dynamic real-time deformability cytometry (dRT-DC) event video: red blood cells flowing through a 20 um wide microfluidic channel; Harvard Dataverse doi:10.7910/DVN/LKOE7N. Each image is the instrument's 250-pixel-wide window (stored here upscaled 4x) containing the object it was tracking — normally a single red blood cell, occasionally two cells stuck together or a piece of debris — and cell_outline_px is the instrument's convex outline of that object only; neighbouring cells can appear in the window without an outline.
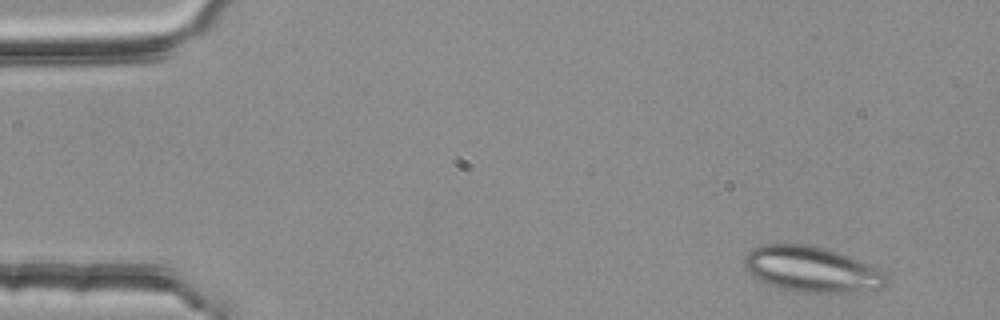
{"species": "common noctule bat (a hibernating species)", "species_latin": "Nyctalus noctula", "temperature_condition": "room temperature", "stored_images_in_passage": 3, "camera_frame_rate_fps": 3000, "um_per_image_px": 0.085, "animal": {"sex": "female", "body_mass_g": 25.1}, "frame": {"image": 1, "passage_image": 1, "time_ms": 0.0, "image_size_px": [1000, 320], "cell_outline_px": [[888, 280], [880, 288], [840, 292], [796, 292], [768, 284], [760, 280], [748, 272], [744, 264], [744, 256], [752, 248], [764, 244], [804, 244], [824, 248], [848, 256], [868, 264], [884, 272], [888, 276]], "centroid_in_image_um": [68.95, 22.88], "position_along_channel_um": 16.1, "area_um2": 37.17}}